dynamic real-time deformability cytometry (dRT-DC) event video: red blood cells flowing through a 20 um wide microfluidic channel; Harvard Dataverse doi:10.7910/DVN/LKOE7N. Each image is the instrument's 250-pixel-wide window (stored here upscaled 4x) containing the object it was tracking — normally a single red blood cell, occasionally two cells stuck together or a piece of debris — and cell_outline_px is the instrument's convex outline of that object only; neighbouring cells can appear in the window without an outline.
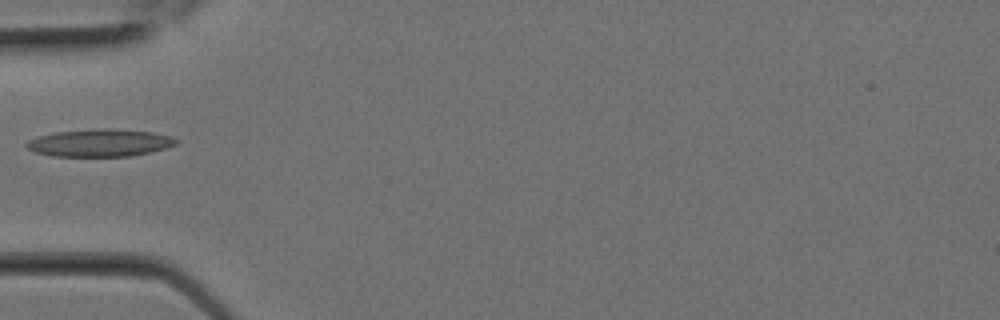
{"species": "Egyptian fruit bat (a non-hibernating species)", "species_latin": "Rousettus aegyptiacus", "temperature_condition": "room temperature", "stored_images_in_passage": 3, "camera_frame_rate_fps": 3000, "um_per_image_px": 0.085, "animal": {"sex": "female"}, "frame": {"image": 1, "passage_image": 1, "time_ms": 0.0, "image_size_px": [1000, 320], "cell_outline_px": [[180, 140], [176, 144], [168, 148], [152, 152], [132, 156], [52, 156], [36, 152], [28, 148], [24, 144], [28, 140], [40, 136], [56, 132], [104, 128], [108, 128], [152, 132], [172, 136]], "centroid_in_image_um": [8.55, 12.14], "position_along_channel_um": 76.4, "area_um2": 23.99}}
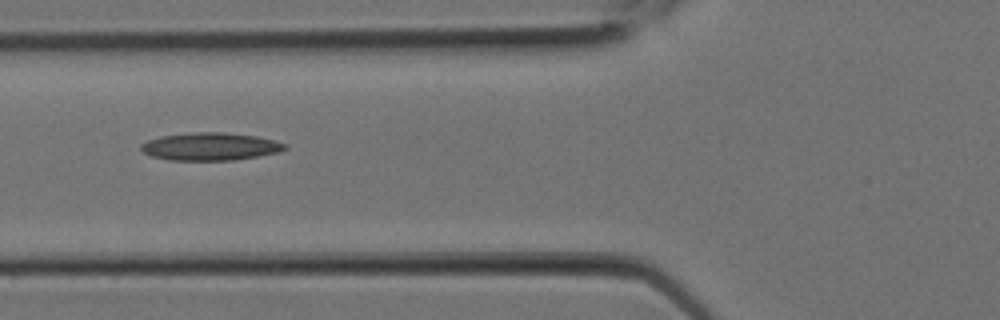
{"frame": {"image": 2, "passage_image": 2, "time_ms": 0.333, "image_size_px": [1000, 320], "cell_outline_px": [[288, 148], [276, 152], [236, 160], [168, 160], [152, 156], [144, 152], [140, 148], [140, 144], [148, 140], [160, 136], [196, 132], [224, 132], [256, 136], [276, 140], [288, 144]], "centroid_in_image_um": [17.88, 12.45], "position_along_channel_um": 107.9, "area_um2": 23.24}}
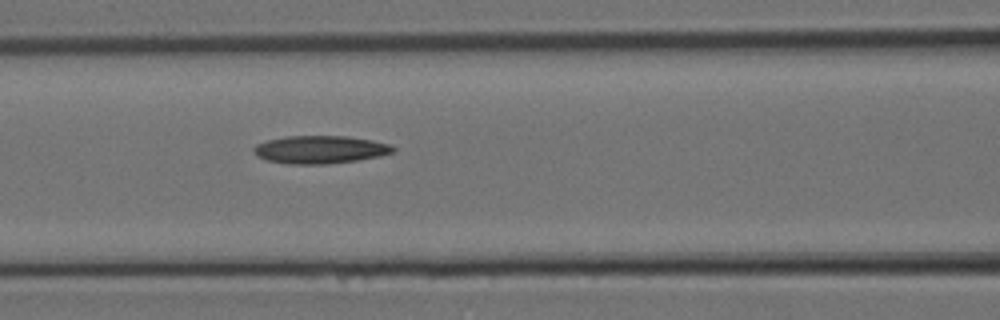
{"frame": {"image": 3, "passage_image": 3, "time_ms": 0.667, "image_size_px": [1000, 320], "cell_outline_px": [[396, 152], [380, 156], [356, 160], [324, 164], [288, 164], [268, 160], [256, 156], [252, 152], [252, 148], [256, 144], [268, 140], [284, 136], [348, 136], [372, 140], [392, 144], [396, 148]], "centroid_in_image_um": [27.22, 12.71], "position_along_channel_um": 139.4, "area_um2": 22.83}}